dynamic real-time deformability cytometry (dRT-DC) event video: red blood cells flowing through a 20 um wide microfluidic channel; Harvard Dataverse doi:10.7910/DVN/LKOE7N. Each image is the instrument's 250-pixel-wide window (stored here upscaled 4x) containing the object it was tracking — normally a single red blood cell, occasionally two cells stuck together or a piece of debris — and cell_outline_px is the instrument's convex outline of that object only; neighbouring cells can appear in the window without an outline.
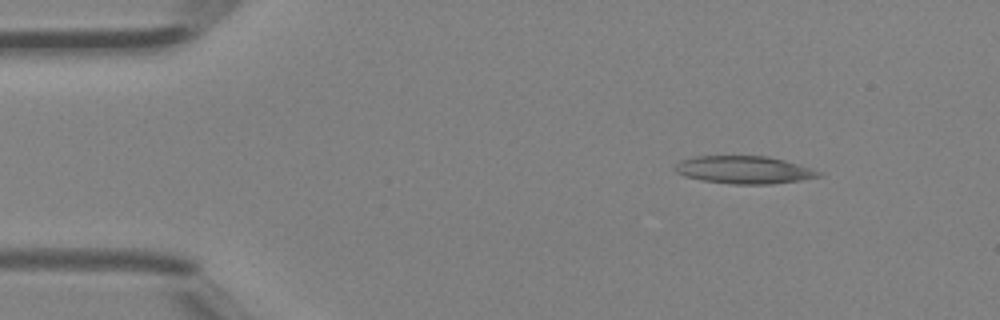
{"species": "Egyptian fruit bat (a non-hibernating species)", "species_latin": "Rousettus aegyptiacus", "temperature_condition": "room temperature", "stored_images_in_passage": 3, "camera_frame_rate_fps": 3000, "um_per_image_px": 0.085, "animal": {"sex": "female"}, "frame": {"image": 1, "passage_image": 1, "time_ms": 0.0, "image_size_px": [1000, 320], "cell_outline_px": [[824, 176], [800, 180], [772, 184], [732, 184], [704, 180], [684, 176], [676, 172], [676, 164], [680, 160], [696, 156], [768, 156], [784, 160], [824, 172]], "centroid_in_image_um": [63.29, 14.43], "position_along_channel_um": 21.7, "area_um2": 23.12}}